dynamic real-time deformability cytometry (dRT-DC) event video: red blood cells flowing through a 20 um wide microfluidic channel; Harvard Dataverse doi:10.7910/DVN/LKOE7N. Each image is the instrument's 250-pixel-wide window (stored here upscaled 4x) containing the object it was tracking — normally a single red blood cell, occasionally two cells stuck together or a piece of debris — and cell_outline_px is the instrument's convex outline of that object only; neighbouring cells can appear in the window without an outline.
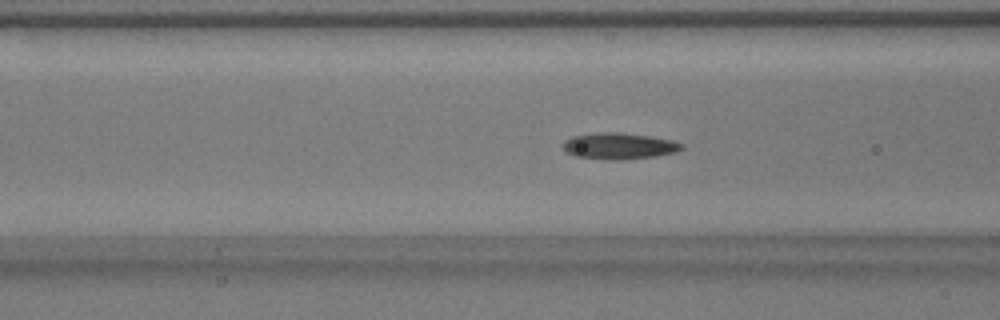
{"species": "common noctule bat (a hibernating species)", "species_latin": "Nyctalus noctula", "temperature_condition": "warm", "stored_images_in_passage": 55, "camera_frame_rate_fps": 3000, "um_per_image_px": 0.085, "animal": {"sex": "male", "body_mass_g": 17.9}, "frame": {"image": 1, "passage_image": 21, "time_ms": 6.667, "image_size_px": [1000, 320], "cell_outline_px": [[684, 148], [676, 152], [656, 156], [576, 156], [568, 152], [564, 148], [564, 140], [572, 136], [600, 132], [620, 132], [648, 136], [672, 140], [684, 144]], "centroid_in_image_um": [52.68, 12.33], "position_along_channel_um": 113.9, "area_um2": 16.82}}
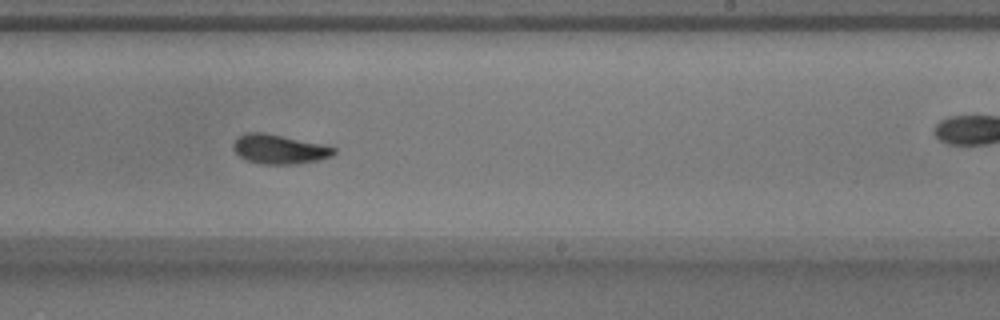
{"frame": {"image": 2, "passage_image": 33, "time_ms": 10.667, "image_size_px": [1000, 320], "cell_outline_px": [[336, 152], [332, 156], [316, 160], [296, 164], [260, 164], [248, 160], [240, 156], [232, 148], [232, 144], [236, 136], [244, 132], [264, 132], [320, 144], [336, 148]], "centroid_in_image_um": [23.67, 12.67], "position_along_channel_um": 265.3, "area_um2": 17.17}}
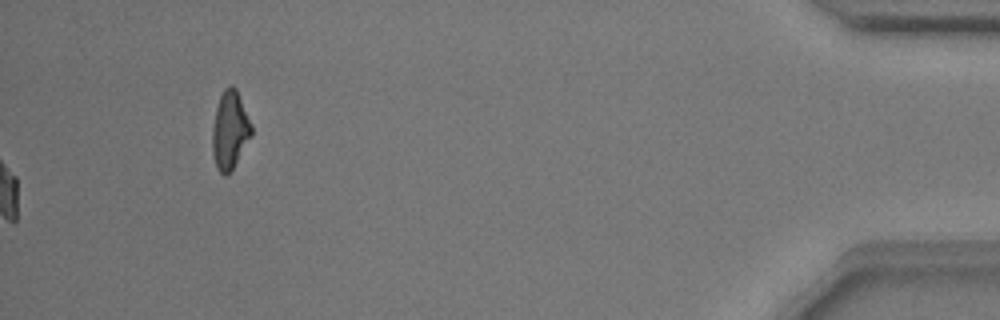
{"frame": {"image": 3, "passage_image": 55, "time_ms": 18.0, "image_size_px": [1000, 320], "cell_outline_px": [[252, 136], [232, 168], [224, 176], [216, 168], [212, 152], [212, 128], [216, 108], [220, 96], [224, 88], [232, 84], [236, 88], [252, 124]], "centroid_in_image_um": [19.54, 11.04], "position_along_channel_um": 415.7, "area_um2": 17.74}, "authors_computed_cell_mechanics": {"area_um2": 17.051, "velocity_mm_per_s": 3.7823, "shape_relaxation_time_tau1_ms": 3.3276, "shape_relaxation_time_tau2_ms": 2.2492, "deformation_change_tau1": 0.155, "deformation_change_tau2": 0.069}}